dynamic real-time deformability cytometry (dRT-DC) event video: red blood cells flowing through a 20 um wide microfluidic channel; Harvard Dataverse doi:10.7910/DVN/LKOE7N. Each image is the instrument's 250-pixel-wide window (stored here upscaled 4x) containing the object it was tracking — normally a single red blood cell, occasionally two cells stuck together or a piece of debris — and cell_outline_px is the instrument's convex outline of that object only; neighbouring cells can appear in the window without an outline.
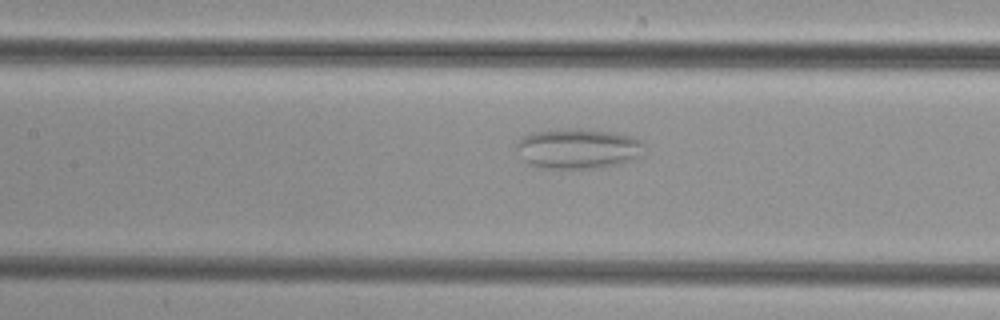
{"species": "common noctule bat (a hibernating species)", "species_latin": "Nyctalus noctula", "temperature_condition": "cold", "stored_images_in_passage": 30, "camera_frame_rate_fps": 3000, "um_per_image_px": 0.085, "animal": {"sex": "female", "body_mass_g": 29.2, "forearm_length_mm": 56.3}, "frame": {"image": 1, "passage_image": 7, "time_ms": 2.0, "image_size_px": [1000, 320], "cell_outline_px": [[644, 156], [620, 164], [596, 168], [544, 168], [528, 164], [524, 160], [516, 144], [516, 140], [532, 132], [568, 128], [580, 128], [612, 132], [628, 136], [640, 140], [644, 144]], "centroid_in_image_um": [49.16, 12.63], "position_along_channel_um": 158.2, "area_um2": 30.06}}
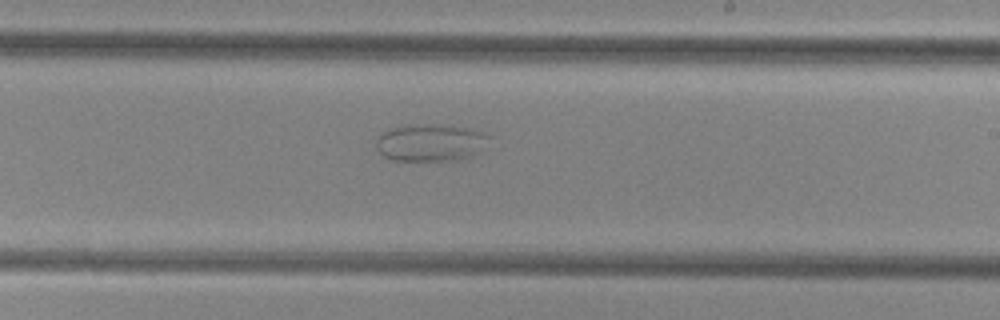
{"frame": {"image": 2, "passage_image": 14, "time_ms": 4.333, "image_size_px": [1000, 320], "cell_outline_px": [[488, 136], [476, 152], [472, 156], [456, 160], [392, 160], [384, 156], [376, 148], [376, 140], [388, 128], [408, 124], [440, 124], [472, 128], [488, 132]], "centroid_in_image_um": [36.55, 12.09], "position_along_channel_um": 252.4, "area_um2": 24.45}}
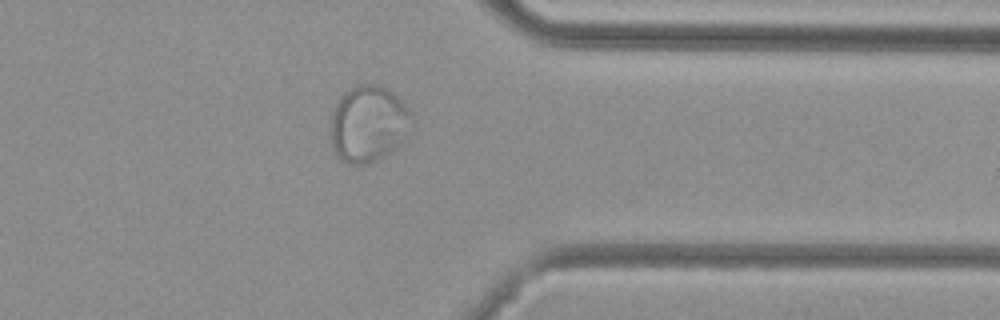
{"frame": {"image": 3, "passage_image": 24, "time_ms": 7.667, "image_size_px": [1000, 320], "cell_outline_px": [[416, 124], [404, 140], [392, 152], [368, 164], [348, 164], [332, 148], [328, 128], [336, 104], [340, 96], [344, 92], [356, 84], [376, 84], [388, 88], [412, 112]], "centroid_in_image_um": [31.35, 10.52], "position_along_channel_um": 380.1, "area_um2": 36.93}}